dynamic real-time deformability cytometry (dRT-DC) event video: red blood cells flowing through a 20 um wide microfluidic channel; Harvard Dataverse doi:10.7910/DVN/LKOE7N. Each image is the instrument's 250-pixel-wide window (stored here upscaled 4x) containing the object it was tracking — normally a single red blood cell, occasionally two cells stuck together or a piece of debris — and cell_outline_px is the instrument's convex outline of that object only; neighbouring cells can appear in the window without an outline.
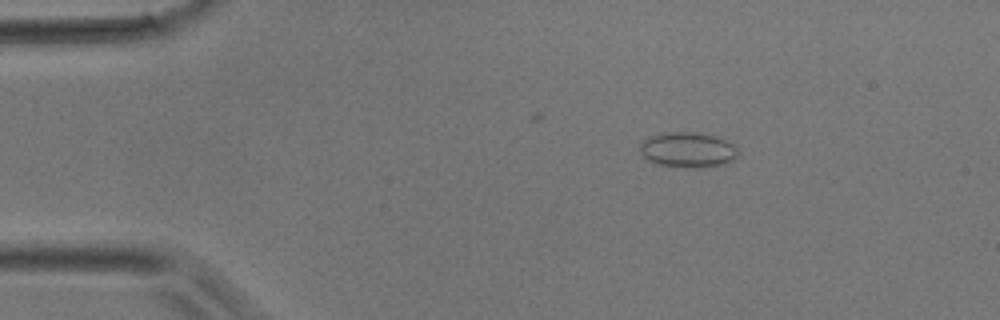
{"species": "common noctule bat (a hibernating species)", "species_latin": "Nyctalus noctula", "temperature_condition": "room temperature", "stored_images_in_passage": 38, "camera_frame_rate_fps": 3000, "um_per_image_px": 0.085, "animal": {"sex": "male", "body_mass_g": 17.9}, "frame": {"image": 1, "passage_image": 5, "time_ms": 1.333, "image_size_px": [1000, 320], "cell_outline_px": [[736, 156], [728, 164], [700, 168], [684, 168], [656, 164], [648, 160], [640, 152], [640, 144], [644, 140], [660, 132], [692, 132], [716, 136], [732, 140], [736, 144]], "centroid_in_image_um": [58.5, 12.74], "position_along_channel_um": 26.5, "area_um2": 20.58}}
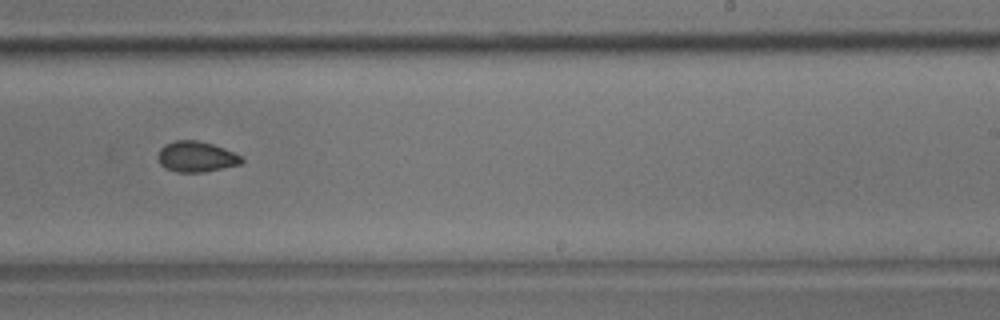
{"frame": {"image": 2, "passage_image": 23, "time_ms": 7.333, "image_size_px": [1000, 320], "cell_outline_px": [[244, 160], [240, 164], [204, 172], [176, 172], [164, 168], [160, 164], [156, 156], [160, 148], [164, 144], [176, 140], [196, 140], [212, 144], [224, 148], [244, 156]], "centroid_in_image_um": [16.66, 13.32], "position_along_channel_um": 272.3, "area_um2": 15.14}}
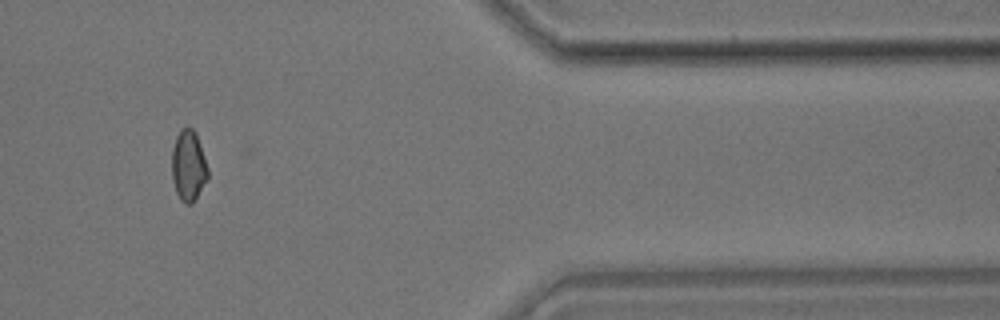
{"frame": {"image": 3, "passage_image": 32, "time_ms": 10.333, "image_size_px": [1000, 320], "cell_outline_px": [[208, 180], [192, 204], [184, 204], [180, 200], [176, 192], [172, 180], [172, 148], [176, 136], [180, 128], [192, 128], [196, 136], [208, 168]], "centroid_in_image_um": [16.0, 14.14], "position_along_channel_um": 395.4, "area_um2": 14.85}}